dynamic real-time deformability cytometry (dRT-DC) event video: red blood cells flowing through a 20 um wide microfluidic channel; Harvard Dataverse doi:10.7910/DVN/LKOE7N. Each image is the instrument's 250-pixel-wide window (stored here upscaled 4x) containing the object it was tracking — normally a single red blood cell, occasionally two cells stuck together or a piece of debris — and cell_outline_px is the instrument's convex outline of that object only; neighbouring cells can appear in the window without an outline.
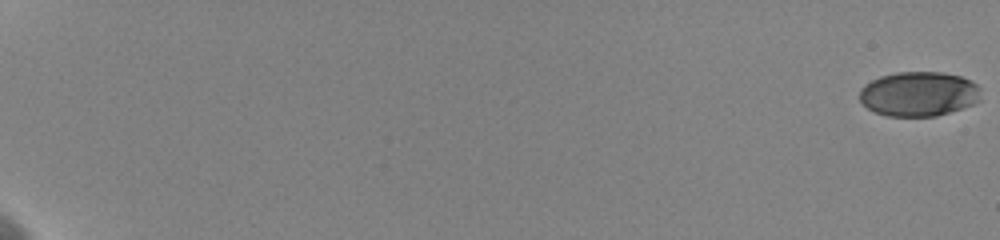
{"species": "human", "species_latin": "Homo sapiens", "temperature_condition": "cold", "stored_images_in_passage": 36, "camera_frame_rate_fps": 3000, "um_per_image_px": 0.085, "donor": {"sex": "female"}, "frame": {"image": 1, "passage_image": 1, "time_ms": 0.0, "image_size_px": [1000, 240], "cell_outline_px": [[980, 100], [972, 104], [936, 116], [888, 116], [876, 112], [868, 108], [860, 100], [860, 88], [864, 84], [880, 76], [896, 72], [940, 72], [960, 76], [972, 80], [980, 88]], "centroid_in_image_um": [78.09, 7.97], "position_along_channel_um": 6.9, "area_um2": 31.5}}
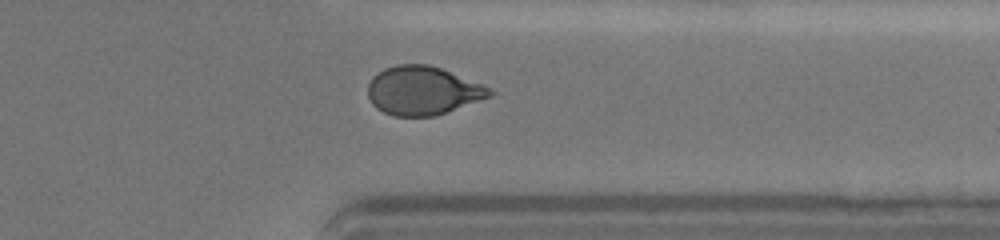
{"frame": {"image": 2, "passage_image": 30, "time_ms": 16.667, "image_size_px": [1000, 240], "cell_outline_px": [[496, 92], [492, 96], [432, 116], [392, 116], [376, 108], [372, 104], [368, 96], [368, 84], [372, 76], [384, 68], [396, 64], [428, 64], [440, 68], [484, 84]], "centroid_in_image_um": [35.92, 7.69], "position_along_channel_um": 375.5, "area_um2": 34.51}}
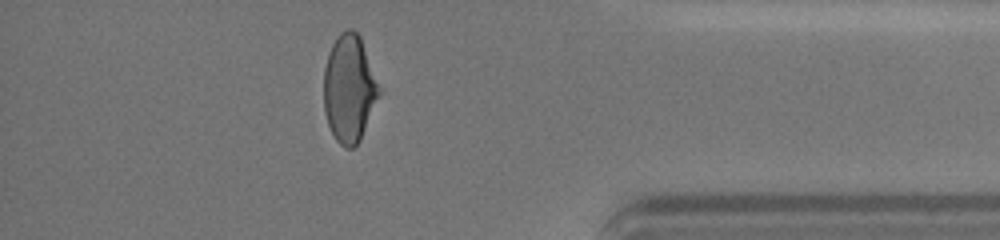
{"frame": {"image": 3, "passage_image": 33, "time_ms": 18.0, "image_size_px": [1000, 240], "cell_outline_px": [[384, 92], [360, 140], [352, 148], [344, 148], [336, 140], [328, 124], [324, 112], [324, 68], [328, 52], [336, 36], [340, 32], [348, 28], [352, 28], [360, 36]], "centroid_in_image_um": [29.73, 7.52], "position_along_channel_um": 405.5, "area_um2": 35.6}, "authors_computed_cell_mechanics": {"area_um2": 34.8823, "velocity_mm_per_s": 3.6243, "shape_relaxation_time_tau1_ms": 4.2177, "shape_relaxation_time_tau2_ms": 1.8274, "deformation_change_tau1": 0.1499, "deformation_change_tau2": 0.0574}}